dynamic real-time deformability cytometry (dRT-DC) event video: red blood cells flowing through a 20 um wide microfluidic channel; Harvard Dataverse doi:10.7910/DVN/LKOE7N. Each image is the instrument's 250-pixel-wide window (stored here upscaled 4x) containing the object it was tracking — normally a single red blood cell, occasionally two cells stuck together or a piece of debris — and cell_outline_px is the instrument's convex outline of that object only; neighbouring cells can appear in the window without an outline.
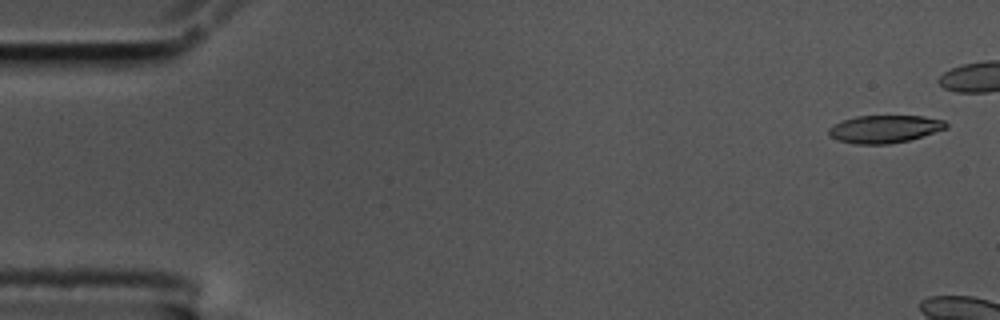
{"species": "common noctule bat (a hibernating species)", "species_latin": "Nyctalus noctula", "temperature_condition": "cold", "stored_images_in_passage": 4, "camera_frame_rate_fps": 3000, "um_per_image_px": 0.085, "animal": {"sex": "male", "body_mass_g": 17.5, "forearm_length_mm": 52.3}, "frame": {"image": 1, "passage_image": 1, "time_ms": 0.0, "image_size_px": [1000, 320], "cell_outline_px": [[948, 128], [908, 140], [888, 144], [856, 144], [840, 140], [828, 136], [828, 128], [832, 124], [856, 116], [924, 116], [944, 120], [948, 124]], "centroid_in_image_um": [75.18, 10.96], "position_along_channel_um": 9.8, "area_um2": 18.9}}